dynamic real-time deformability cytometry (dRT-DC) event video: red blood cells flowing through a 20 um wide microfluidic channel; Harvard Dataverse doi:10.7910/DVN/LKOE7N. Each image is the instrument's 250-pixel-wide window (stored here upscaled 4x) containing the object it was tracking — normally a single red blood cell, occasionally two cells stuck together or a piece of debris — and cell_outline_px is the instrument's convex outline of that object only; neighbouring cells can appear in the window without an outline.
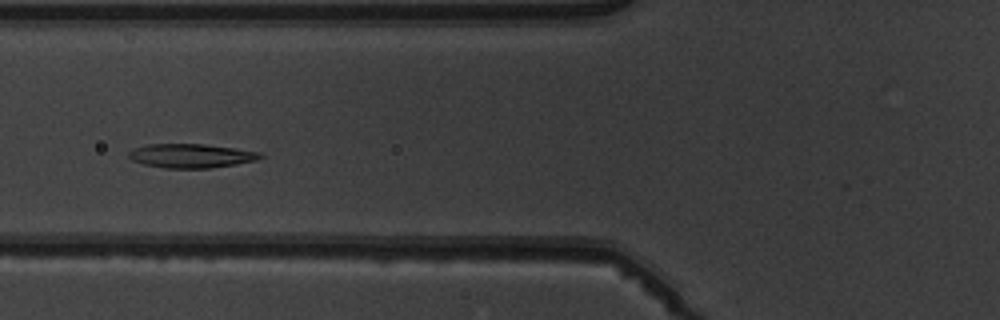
{"species": "common noctule bat (a hibernating species)", "species_latin": "Nyctalus noctula", "temperature_condition": "warm", "stored_images_in_passage": 7, "camera_frame_rate_fps": 3000, "um_per_image_px": 0.085, "animal": {"sex": "male", "body_mass_g": 19.5, "forearm_length_mm": 54.6}, "frame": {"image": 1, "passage_image": 7, "time_ms": 8.0, "image_size_px": [1000, 320], "cell_outline_px": [[264, 156], [256, 160], [236, 164], [208, 168], [164, 168], [144, 164], [132, 160], [128, 156], [128, 152], [132, 148], [148, 144], [204, 144], [260, 152]], "centroid_in_image_um": [16.2, 13.24], "position_along_channel_um": 109.6, "area_um2": 18.32}}